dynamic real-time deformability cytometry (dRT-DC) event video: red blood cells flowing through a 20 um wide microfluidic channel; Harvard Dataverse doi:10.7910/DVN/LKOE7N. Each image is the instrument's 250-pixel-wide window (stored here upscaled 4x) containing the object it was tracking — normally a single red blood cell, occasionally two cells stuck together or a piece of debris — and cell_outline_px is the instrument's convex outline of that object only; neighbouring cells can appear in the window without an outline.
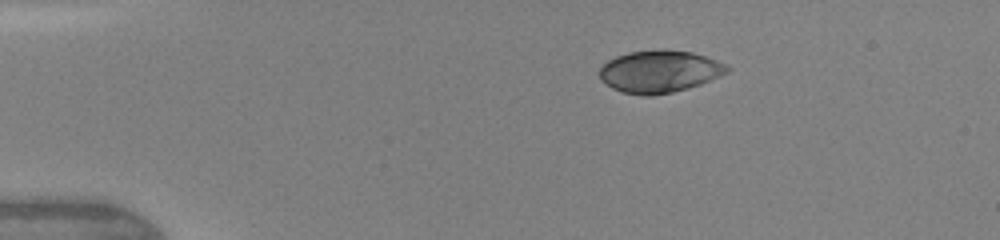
{"species": "human", "species_latin": "Homo sapiens", "temperature_condition": "warm", "stored_images_in_passage": 4, "camera_frame_rate_fps": 3000, "um_per_image_px": 0.085, "donor": {"sex": "female"}, "frame": {"image": 1, "passage_image": 1, "time_ms": 0.0, "image_size_px": [1000, 240], "cell_outline_px": [[732, 68], [728, 72], [720, 76], [700, 84], [688, 88], [672, 92], [648, 96], [624, 92], [612, 88], [600, 80], [600, 68], [608, 60], [616, 56], [628, 52], [692, 52], [728, 64]], "centroid_in_image_um": [56.07, 6.11], "position_along_channel_um": 28.9, "area_um2": 30.63}}
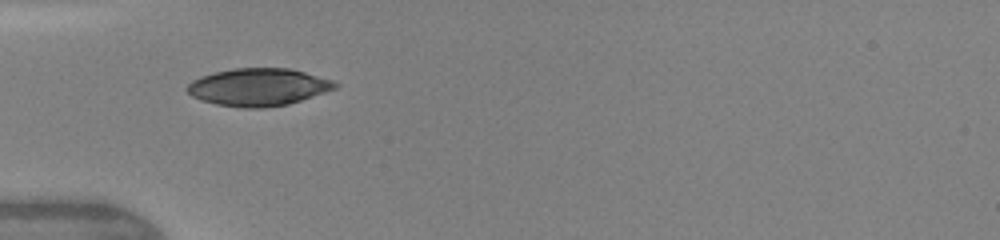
{"frame": {"image": 2, "passage_image": 3, "time_ms": 2.333, "image_size_px": [1000, 240], "cell_outline_px": [[340, 84], [336, 88], [288, 104], [264, 108], [240, 108], [216, 104], [200, 100], [192, 96], [184, 88], [192, 80], [216, 72], [236, 68], [288, 68], [304, 72], [332, 80]], "centroid_in_image_um": [21.94, 7.41], "position_along_channel_um": 63.1, "area_um2": 32.14}}